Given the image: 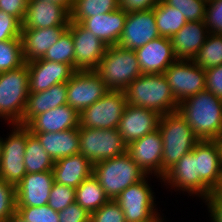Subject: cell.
<instances>
[{"instance_id":"45","label":"cell","mask_w":222,"mask_h":222,"mask_svg":"<svg viewBox=\"0 0 222 222\" xmlns=\"http://www.w3.org/2000/svg\"><path fill=\"white\" fill-rule=\"evenodd\" d=\"M206 90L222 99V65L205 69Z\"/></svg>"},{"instance_id":"15","label":"cell","mask_w":222,"mask_h":222,"mask_svg":"<svg viewBox=\"0 0 222 222\" xmlns=\"http://www.w3.org/2000/svg\"><path fill=\"white\" fill-rule=\"evenodd\" d=\"M159 36L153 9L128 12L117 46L136 50Z\"/></svg>"},{"instance_id":"40","label":"cell","mask_w":222,"mask_h":222,"mask_svg":"<svg viewBox=\"0 0 222 222\" xmlns=\"http://www.w3.org/2000/svg\"><path fill=\"white\" fill-rule=\"evenodd\" d=\"M15 211V186L0 179V222H5Z\"/></svg>"},{"instance_id":"13","label":"cell","mask_w":222,"mask_h":222,"mask_svg":"<svg viewBox=\"0 0 222 222\" xmlns=\"http://www.w3.org/2000/svg\"><path fill=\"white\" fill-rule=\"evenodd\" d=\"M108 92L95 70H78L67 82V104L79 114Z\"/></svg>"},{"instance_id":"27","label":"cell","mask_w":222,"mask_h":222,"mask_svg":"<svg viewBox=\"0 0 222 222\" xmlns=\"http://www.w3.org/2000/svg\"><path fill=\"white\" fill-rule=\"evenodd\" d=\"M67 104V82L58 83L41 92H29L21 125L26 126L35 116Z\"/></svg>"},{"instance_id":"54","label":"cell","mask_w":222,"mask_h":222,"mask_svg":"<svg viewBox=\"0 0 222 222\" xmlns=\"http://www.w3.org/2000/svg\"><path fill=\"white\" fill-rule=\"evenodd\" d=\"M1 137H0V159H1Z\"/></svg>"},{"instance_id":"31","label":"cell","mask_w":222,"mask_h":222,"mask_svg":"<svg viewBox=\"0 0 222 222\" xmlns=\"http://www.w3.org/2000/svg\"><path fill=\"white\" fill-rule=\"evenodd\" d=\"M75 191V202L89 214L95 212L110 200L93 174L85 179Z\"/></svg>"},{"instance_id":"23","label":"cell","mask_w":222,"mask_h":222,"mask_svg":"<svg viewBox=\"0 0 222 222\" xmlns=\"http://www.w3.org/2000/svg\"><path fill=\"white\" fill-rule=\"evenodd\" d=\"M68 27L22 28L20 38L24 63L43 58Z\"/></svg>"},{"instance_id":"47","label":"cell","mask_w":222,"mask_h":222,"mask_svg":"<svg viewBox=\"0 0 222 222\" xmlns=\"http://www.w3.org/2000/svg\"><path fill=\"white\" fill-rule=\"evenodd\" d=\"M204 202L207 203L211 222H222V195L218 191H214Z\"/></svg>"},{"instance_id":"43","label":"cell","mask_w":222,"mask_h":222,"mask_svg":"<svg viewBox=\"0 0 222 222\" xmlns=\"http://www.w3.org/2000/svg\"><path fill=\"white\" fill-rule=\"evenodd\" d=\"M22 23L15 17L0 10V41L20 38Z\"/></svg>"},{"instance_id":"50","label":"cell","mask_w":222,"mask_h":222,"mask_svg":"<svg viewBox=\"0 0 222 222\" xmlns=\"http://www.w3.org/2000/svg\"><path fill=\"white\" fill-rule=\"evenodd\" d=\"M5 222H26L20 214L15 211Z\"/></svg>"},{"instance_id":"17","label":"cell","mask_w":222,"mask_h":222,"mask_svg":"<svg viewBox=\"0 0 222 222\" xmlns=\"http://www.w3.org/2000/svg\"><path fill=\"white\" fill-rule=\"evenodd\" d=\"M160 117L161 115L154 110L127 104L117 129L128 145L157 130Z\"/></svg>"},{"instance_id":"39","label":"cell","mask_w":222,"mask_h":222,"mask_svg":"<svg viewBox=\"0 0 222 222\" xmlns=\"http://www.w3.org/2000/svg\"><path fill=\"white\" fill-rule=\"evenodd\" d=\"M16 211L26 222H60L58 212L48 204L39 207H16Z\"/></svg>"},{"instance_id":"48","label":"cell","mask_w":222,"mask_h":222,"mask_svg":"<svg viewBox=\"0 0 222 222\" xmlns=\"http://www.w3.org/2000/svg\"><path fill=\"white\" fill-rule=\"evenodd\" d=\"M161 0H119L120 8L127 12L150 10Z\"/></svg>"},{"instance_id":"46","label":"cell","mask_w":222,"mask_h":222,"mask_svg":"<svg viewBox=\"0 0 222 222\" xmlns=\"http://www.w3.org/2000/svg\"><path fill=\"white\" fill-rule=\"evenodd\" d=\"M28 0H0V10L17 18L23 23L27 12Z\"/></svg>"},{"instance_id":"5","label":"cell","mask_w":222,"mask_h":222,"mask_svg":"<svg viewBox=\"0 0 222 222\" xmlns=\"http://www.w3.org/2000/svg\"><path fill=\"white\" fill-rule=\"evenodd\" d=\"M95 71L105 82L106 88L113 91H124L142 75L135 50L117 45L107 46Z\"/></svg>"},{"instance_id":"25","label":"cell","mask_w":222,"mask_h":222,"mask_svg":"<svg viewBox=\"0 0 222 222\" xmlns=\"http://www.w3.org/2000/svg\"><path fill=\"white\" fill-rule=\"evenodd\" d=\"M161 182L168 184L176 190L186 191L189 196H199V173H197L195 147L192 151L186 153L182 158L170 168Z\"/></svg>"},{"instance_id":"10","label":"cell","mask_w":222,"mask_h":222,"mask_svg":"<svg viewBox=\"0 0 222 222\" xmlns=\"http://www.w3.org/2000/svg\"><path fill=\"white\" fill-rule=\"evenodd\" d=\"M163 75L178 104L206 88L205 69L192 60L177 59Z\"/></svg>"},{"instance_id":"38","label":"cell","mask_w":222,"mask_h":222,"mask_svg":"<svg viewBox=\"0 0 222 222\" xmlns=\"http://www.w3.org/2000/svg\"><path fill=\"white\" fill-rule=\"evenodd\" d=\"M75 188L54 182L50 191L48 205L57 212L75 202Z\"/></svg>"},{"instance_id":"42","label":"cell","mask_w":222,"mask_h":222,"mask_svg":"<svg viewBox=\"0 0 222 222\" xmlns=\"http://www.w3.org/2000/svg\"><path fill=\"white\" fill-rule=\"evenodd\" d=\"M204 21L209 33L222 35V0L207 2Z\"/></svg>"},{"instance_id":"29","label":"cell","mask_w":222,"mask_h":222,"mask_svg":"<svg viewBox=\"0 0 222 222\" xmlns=\"http://www.w3.org/2000/svg\"><path fill=\"white\" fill-rule=\"evenodd\" d=\"M32 134L38 138L44 150L54 161L79 154V127L61 132H42Z\"/></svg>"},{"instance_id":"11","label":"cell","mask_w":222,"mask_h":222,"mask_svg":"<svg viewBox=\"0 0 222 222\" xmlns=\"http://www.w3.org/2000/svg\"><path fill=\"white\" fill-rule=\"evenodd\" d=\"M199 197L206 199L222 182L221 150L218 140H200L195 145Z\"/></svg>"},{"instance_id":"19","label":"cell","mask_w":222,"mask_h":222,"mask_svg":"<svg viewBox=\"0 0 222 222\" xmlns=\"http://www.w3.org/2000/svg\"><path fill=\"white\" fill-rule=\"evenodd\" d=\"M29 92H41L58 83L68 82L76 70L69 64L37 59L26 63Z\"/></svg>"},{"instance_id":"33","label":"cell","mask_w":222,"mask_h":222,"mask_svg":"<svg viewBox=\"0 0 222 222\" xmlns=\"http://www.w3.org/2000/svg\"><path fill=\"white\" fill-rule=\"evenodd\" d=\"M119 8V0H75L70 12V21L79 23L84 18L109 13Z\"/></svg>"},{"instance_id":"35","label":"cell","mask_w":222,"mask_h":222,"mask_svg":"<svg viewBox=\"0 0 222 222\" xmlns=\"http://www.w3.org/2000/svg\"><path fill=\"white\" fill-rule=\"evenodd\" d=\"M42 59L69 64L74 68V42L71 32L68 29H66L58 41L47 50Z\"/></svg>"},{"instance_id":"41","label":"cell","mask_w":222,"mask_h":222,"mask_svg":"<svg viewBox=\"0 0 222 222\" xmlns=\"http://www.w3.org/2000/svg\"><path fill=\"white\" fill-rule=\"evenodd\" d=\"M90 222H126L120 205L109 200L98 210L90 214Z\"/></svg>"},{"instance_id":"18","label":"cell","mask_w":222,"mask_h":222,"mask_svg":"<svg viewBox=\"0 0 222 222\" xmlns=\"http://www.w3.org/2000/svg\"><path fill=\"white\" fill-rule=\"evenodd\" d=\"M53 183L52 171L27 173L15 187L16 207L47 205Z\"/></svg>"},{"instance_id":"7","label":"cell","mask_w":222,"mask_h":222,"mask_svg":"<svg viewBox=\"0 0 222 222\" xmlns=\"http://www.w3.org/2000/svg\"><path fill=\"white\" fill-rule=\"evenodd\" d=\"M79 138V154L93 165L127 152V144L115 128H79Z\"/></svg>"},{"instance_id":"3","label":"cell","mask_w":222,"mask_h":222,"mask_svg":"<svg viewBox=\"0 0 222 222\" xmlns=\"http://www.w3.org/2000/svg\"><path fill=\"white\" fill-rule=\"evenodd\" d=\"M158 129L163 139L162 178L200 141L178 111L161 115Z\"/></svg>"},{"instance_id":"28","label":"cell","mask_w":222,"mask_h":222,"mask_svg":"<svg viewBox=\"0 0 222 222\" xmlns=\"http://www.w3.org/2000/svg\"><path fill=\"white\" fill-rule=\"evenodd\" d=\"M54 182L77 188L93 173V164L82 154H76L54 161L52 169Z\"/></svg>"},{"instance_id":"22","label":"cell","mask_w":222,"mask_h":222,"mask_svg":"<svg viewBox=\"0 0 222 222\" xmlns=\"http://www.w3.org/2000/svg\"><path fill=\"white\" fill-rule=\"evenodd\" d=\"M127 13L126 10L119 8L116 11L84 18L79 23L105 45L114 46L117 45L121 37Z\"/></svg>"},{"instance_id":"1","label":"cell","mask_w":222,"mask_h":222,"mask_svg":"<svg viewBox=\"0 0 222 222\" xmlns=\"http://www.w3.org/2000/svg\"><path fill=\"white\" fill-rule=\"evenodd\" d=\"M177 111L199 140L222 138V99L210 91L205 89L185 99Z\"/></svg>"},{"instance_id":"12","label":"cell","mask_w":222,"mask_h":222,"mask_svg":"<svg viewBox=\"0 0 222 222\" xmlns=\"http://www.w3.org/2000/svg\"><path fill=\"white\" fill-rule=\"evenodd\" d=\"M127 187L115 201L120 205L126 222H148L159 215L154 192L146 178ZM155 207V208H154Z\"/></svg>"},{"instance_id":"21","label":"cell","mask_w":222,"mask_h":222,"mask_svg":"<svg viewBox=\"0 0 222 222\" xmlns=\"http://www.w3.org/2000/svg\"><path fill=\"white\" fill-rule=\"evenodd\" d=\"M69 22L70 13L63 6L43 0H28L22 28L68 27Z\"/></svg>"},{"instance_id":"4","label":"cell","mask_w":222,"mask_h":222,"mask_svg":"<svg viewBox=\"0 0 222 222\" xmlns=\"http://www.w3.org/2000/svg\"><path fill=\"white\" fill-rule=\"evenodd\" d=\"M92 174L110 200L147 176L127 152L94 164Z\"/></svg>"},{"instance_id":"36","label":"cell","mask_w":222,"mask_h":222,"mask_svg":"<svg viewBox=\"0 0 222 222\" xmlns=\"http://www.w3.org/2000/svg\"><path fill=\"white\" fill-rule=\"evenodd\" d=\"M23 64L21 38L0 41V72L19 68Z\"/></svg>"},{"instance_id":"8","label":"cell","mask_w":222,"mask_h":222,"mask_svg":"<svg viewBox=\"0 0 222 222\" xmlns=\"http://www.w3.org/2000/svg\"><path fill=\"white\" fill-rule=\"evenodd\" d=\"M127 105L124 91L108 92L79 114V128H118Z\"/></svg>"},{"instance_id":"34","label":"cell","mask_w":222,"mask_h":222,"mask_svg":"<svg viewBox=\"0 0 222 222\" xmlns=\"http://www.w3.org/2000/svg\"><path fill=\"white\" fill-rule=\"evenodd\" d=\"M192 61L203 69L222 65V35L209 33L204 45Z\"/></svg>"},{"instance_id":"44","label":"cell","mask_w":222,"mask_h":222,"mask_svg":"<svg viewBox=\"0 0 222 222\" xmlns=\"http://www.w3.org/2000/svg\"><path fill=\"white\" fill-rule=\"evenodd\" d=\"M60 222H90V214L77 202L58 212Z\"/></svg>"},{"instance_id":"24","label":"cell","mask_w":222,"mask_h":222,"mask_svg":"<svg viewBox=\"0 0 222 222\" xmlns=\"http://www.w3.org/2000/svg\"><path fill=\"white\" fill-rule=\"evenodd\" d=\"M26 127L31 133L61 132L79 127V113L68 104L35 116Z\"/></svg>"},{"instance_id":"51","label":"cell","mask_w":222,"mask_h":222,"mask_svg":"<svg viewBox=\"0 0 222 222\" xmlns=\"http://www.w3.org/2000/svg\"><path fill=\"white\" fill-rule=\"evenodd\" d=\"M148 222H163V220L159 214L158 216L154 217L151 221H148Z\"/></svg>"},{"instance_id":"2","label":"cell","mask_w":222,"mask_h":222,"mask_svg":"<svg viewBox=\"0 0 222 222\" xmlns=\"http://www.w3.org/2000/svg\"><path fill=\"white\" fill-rule=\"evenodd\" d=\"M128 105L158 112L160 115L177 111L178 103L163 74H142L124 90Z\"/></svg>"},{"instance_id":"6","label":"cell","mask_w":222,"mask_h":222,"mask_svg":"<svg viewBox=\"0 0 222 222\" xmlns=\"http://www.w3.org/2000/svg\"><path fill=\"white\" fill-rule=\"evenodd\" d=\"M28 94L29 72L26 63L19 68L0 72V117L10 125H21Z\"/></svg>"},{"instance_id":"26","label":"cell","mask_w":222,"mask_h":222,"mask_svg":"<svg viewBox=\"0 0 222 222\" xmlns=\"http://www.w3.org/2000/svg\"><path fill=\"white\" fill-rule=\"evenodd\" d=\"M209 30L205 21L187 22L170 40L177 59L192 60L204 45Z\"/></svg>"},{"instance_id":"9","label":"cell","mask_w":222,"mask_h":222,"mask_svg":"<svg viewBox=\"0 0 222 222\" xmlns=\"http://www.w3.org/2000/svg\"><path fill=\"white\" fill-rule=\"evenodd\" d=\"M12 126L10 135L4 140L1 138L0 179L16 187L27 174L24 164L27 127Z\"/></svg>"},{"instance_id":"16","label":"cell","mask_w":222,"mask_h":222,"mask_svg":"<svg viewBox=\"0 0 222 222\" xmlns=\"http://www.w3.org/2000/svg\"><path fill=\"white\" fill-rule=\"evenodd\" d=\"M127 153L146 175L162 179L163 139L159 129L127 145Z\"/></svg>"},{"instance_id":"32","label":"cell","mask_w":222,"mask_h":222,"mask_svg":"<svg viewBox=\"0 0 222 222\" xmlns=\"http://www.w3.org/2000/svg\"><path fill=\"white\" fill-rule=\"evenodd\" d=\"M152 9L158 33L162 37L171 38L187 23L186 18L180 11L167 5L163 0Z\"/></svg>"},{"instance_id":"37","label":"cell","mask_w":222,"mask_h":222,"mask_svg":"<svg viewBox=\"0 0 222 222\" xmlns=\"http://www.w3.org/2000/svg\"><path fill=\"white\" fill-rule=\"evenodd\" d=\"M180 11L187 22L204 21L207 2L204 0H163Z\"/></svg>"},{"instance_id":"52","label":"cell","mask_w":222,"mask_h":222,"mask_svg":"<svg viewBox=\"0 0 222 222\" xmlns=\"http://www.w3.org/2000/svg\"><path fill=\"white\" fill-rule=\"evenodd\" d=\"M221 150V168H222V138L218 140Z\"/></svg>"},{"instance_id":"14","label":"cell","mask_w":222,"mask_h":222,"mask_svg":"<svg viewBox=\"0 0 222 222\" xmlns=\"http://www.w3.org/2000/svg\"><path fill=\"white\" fill-rule=\"evenodd\" d=\"M74 42V69L95 70L104 56L105 45L92 32L78 22H69L67 28Z\"/></svg>"},{"instance_id":"30","label":"cell","mask_w":222,"mask_h":222,"mask_svg":"<svg viewBox=\"0 0 222 222\" xmlns=\"http://www.w3.org/2000/svg\"><path fill=\"white\" fill-rule=\"evenodd\" d=\"M24 164L26 173L52 171L54 160L44 150L38 138L27 128Z\"/></svg>"},{"instance_id":"53","label":"cell","mask_w":222,"mask_h":222,"mask_svg":"<svg viewBox=\"0 0 222 222\" xmlns=\"http://www.w3.org/2000/svg\"><path fill=\"white\" fill-rule=\"evenodd\" d=\"M217 191L222 195V182H221V186L219 187Z\"/></svg>"},{"instance_id":"49","label":"cell","mask_w":222,"mask_h":222,"mask_svg":"<svg viewBox=\"0 0 222 222\" xmlns=\"http://www.w3.org/2000/svg\"><path fill=\"white\" fill-rule=\"evenodd\" d=\"M43 1L53 2L60 6H63L70 13L72 11L75 0H43Z\"/></svg>"},{"instance_id":"20","label":"cell","mask_w":222,"mask_h":222,"mask_svg":"<svg viewBox=\"0 0 222 222\" xmlns=\"http://www.w3.org/2000/svg\"><path fill=\"white\" fill-rule=\"evenodd\" d=\"M135 52L142 74H163L177 60L168 37L159 36Z\"/></svg>"}]
</instances>
